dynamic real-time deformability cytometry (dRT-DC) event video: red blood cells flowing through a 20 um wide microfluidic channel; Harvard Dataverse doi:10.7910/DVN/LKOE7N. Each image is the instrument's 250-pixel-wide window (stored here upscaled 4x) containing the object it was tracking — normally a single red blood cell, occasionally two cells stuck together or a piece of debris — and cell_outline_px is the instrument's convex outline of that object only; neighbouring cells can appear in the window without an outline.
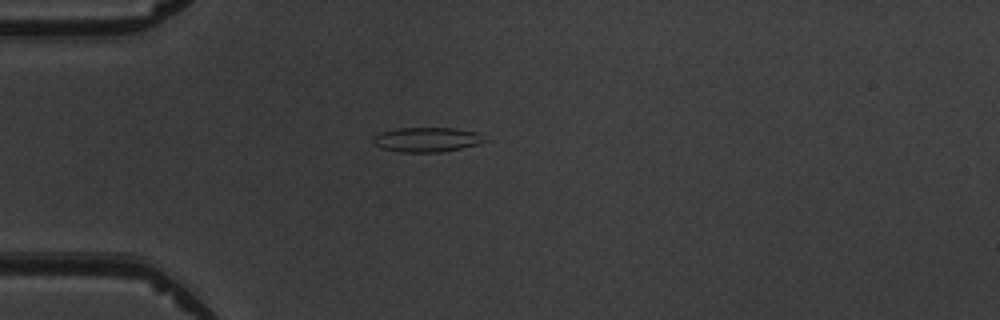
{"species": "common noctule bat (a hibernating species)", "species_latin": "Nyctalus noctula", "temperature_condition": "warm", "stored_images_in_passage": 2, "camera_frame_rate_fps": 3000, "um_per_image_px": 0.085, "animal": {"sex": "male", "body_mass_g": 19.5, "forearm_length_mm": 54.6}, "frame": {"image": 1, "passage_image": 2, "time_ms": 1.0, "image_size_px": [1000, 320], "cell_outline_px": [[488, 140], [480, 144], [440, 152], [400, 152], [380, 148], [372, 144], [372, 140], [380, 132], [396, 128], [456, 128], [476, 132]], "centroid_in_image_um": [36.26, 11.87], "position_along_channel_um": 48.7, "area_um2": 16.07}}